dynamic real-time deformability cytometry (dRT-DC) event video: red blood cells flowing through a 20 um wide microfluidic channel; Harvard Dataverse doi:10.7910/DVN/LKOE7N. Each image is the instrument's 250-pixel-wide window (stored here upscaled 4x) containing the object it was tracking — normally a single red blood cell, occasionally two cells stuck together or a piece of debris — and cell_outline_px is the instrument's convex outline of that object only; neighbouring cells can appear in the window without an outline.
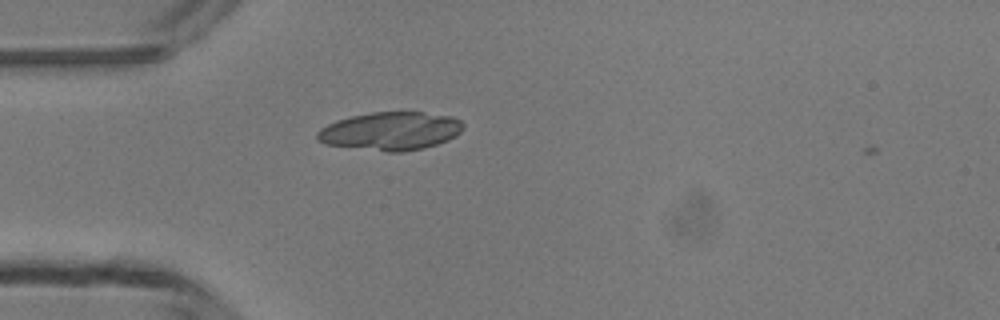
{"species": "common noctule bat (a hibernating species)", "species_latin": "Nyctalus noctula", "temperature_condition": "room temperature", "stored_images_in_passage": 2, "camera_frame_rate_fps": 3000, "um_per_image_px": 0.085, "animal": {"sex": "male", "body_mass_g": 13.3}, "frame": {"image": 1, "passage_image": 1, "time_ms": 0.0, "image_size_px": [1000, 320], "cell_outline_px": [[464, 128], [456, 136], [448, 140], [424, 148], [404, 152], [388, 152], [324, 144], [316, 140], [316, 132], [320, 128], [336, 120], [352, 116], [372, 112], [424, 112], [452, 116], [460, 120], [464, 124]], "centroid_in_image_um": [33.2, 11.14], "position_along_channel_um": 51.8, "area_um2": 32.77}}